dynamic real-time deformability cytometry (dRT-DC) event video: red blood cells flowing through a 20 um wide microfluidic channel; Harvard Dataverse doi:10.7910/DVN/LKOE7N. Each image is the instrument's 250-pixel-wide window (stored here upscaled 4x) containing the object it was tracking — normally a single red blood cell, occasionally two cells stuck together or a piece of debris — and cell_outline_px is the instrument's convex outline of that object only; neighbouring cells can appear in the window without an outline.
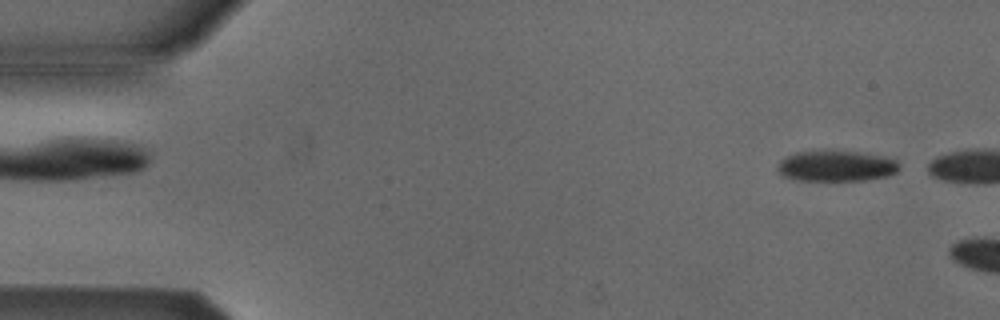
{"species": "Egyptian fruit bat (a non-hibernating species)", "species_latin": "Rousettus aegyptiacus", "temperature_condition": "cold", "stored_images_in_passage": 2, "camera_frame_rate_fps": 3000, "um_per_image_px": 0.085, "animal": {"sex": "male"}, "frame": {"image": 1, "passage_image": 1, "time_ms": 0.0, "image_size_px": [1000, 320], "cell_outline_px": [[900, 168], [896, 172], [888, 176], [864, 180], [796, 180], [784, 176], [776, 168], [776, 164], [784, 156], [796, 152], [812, 148], [832, 148], [884, 156], [896, 160], [900, 164]], "centroid_in_image_um": [71.03, 14.05], "position_along_channel_um": 14.0, "area_um2": 22.83}}